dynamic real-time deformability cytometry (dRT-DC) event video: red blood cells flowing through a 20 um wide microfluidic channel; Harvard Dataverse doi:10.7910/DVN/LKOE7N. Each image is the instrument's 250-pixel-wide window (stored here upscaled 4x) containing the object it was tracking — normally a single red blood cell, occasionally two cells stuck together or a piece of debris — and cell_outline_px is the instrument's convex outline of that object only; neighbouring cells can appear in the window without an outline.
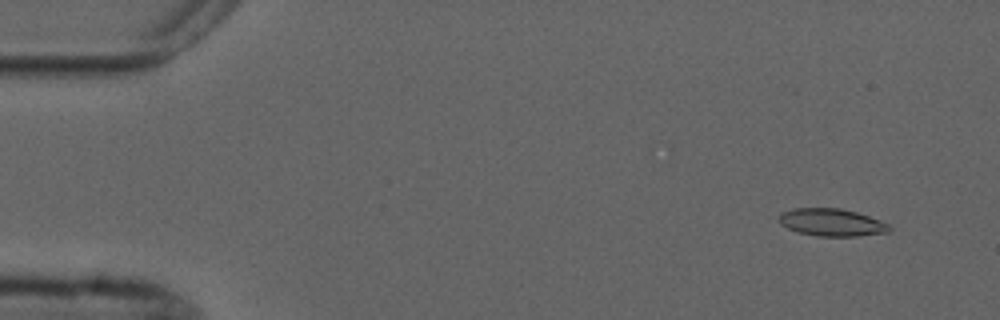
{"species": "common noctule bat (a hibernating species)", "species_latin": "Nyctalus noctula", "temperature_condition": "cold", "stored_images_in_passage": 5, "camera_frame_rate_fps": 3000, "um_per_image_px": 0.085, "animal": {"sex": "male", "forearm_length_mm": 52.5}, "frame": {"image": 1, "passage_image": 1, "time_ms": 0.0, "image_size_px": [1000, 320], "cell_outline_px": [[892, 228], [888, 232], [856, 236], [816, 236], [796, 232], [780, 224], [780, 212], [792, 208], [840, 208], [856, 212], [880, 220], [888, 224]], "centroid_in_image_um": [70.67, 18.9], "position_along_channel_um": 14.3, "area_um2": 17.69}}
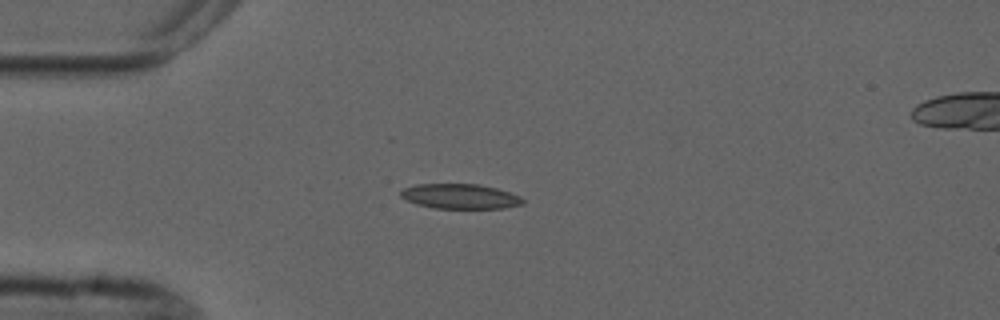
{"frame": {"image": 2, "passage_image": 4, "time_ms": 3.333, "image_size_px": [1000, 320], "cell_outline_px": [[524, 204], [504, 208], [432, 208], [416, 204], [400, 196], [400, 192], [404, 188], [416, 184], [480, 184], [496, 188], [520, 196], [524, 200]], "centroid_in_image_um": [39.11, 16.69], "position_along_channel_um": 45.9, "area_um2": 17.69}}
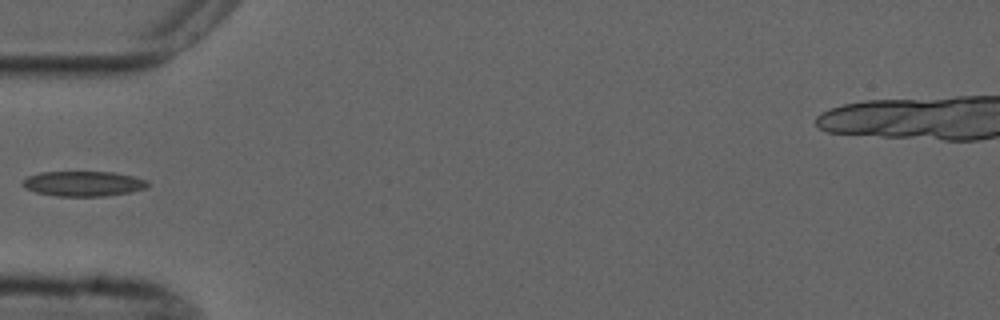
{"frame": {"image": 3, "passage_image": 5, "time_ms": 4.667, "image_size_px": [1000, 320], "cell_outline_px": [[152, 184], [144, 188], [128, 192], [108, 196], [56, 196], [36, 192], [24, 188], [20, 184], [28, 176], [40, 172], [112, 172], [132, 176], [148, 180]], "centroid_in_image_um": [7.08, 15.61], "position_along_channel_um": 77.9, "area_um2": 18.32}}